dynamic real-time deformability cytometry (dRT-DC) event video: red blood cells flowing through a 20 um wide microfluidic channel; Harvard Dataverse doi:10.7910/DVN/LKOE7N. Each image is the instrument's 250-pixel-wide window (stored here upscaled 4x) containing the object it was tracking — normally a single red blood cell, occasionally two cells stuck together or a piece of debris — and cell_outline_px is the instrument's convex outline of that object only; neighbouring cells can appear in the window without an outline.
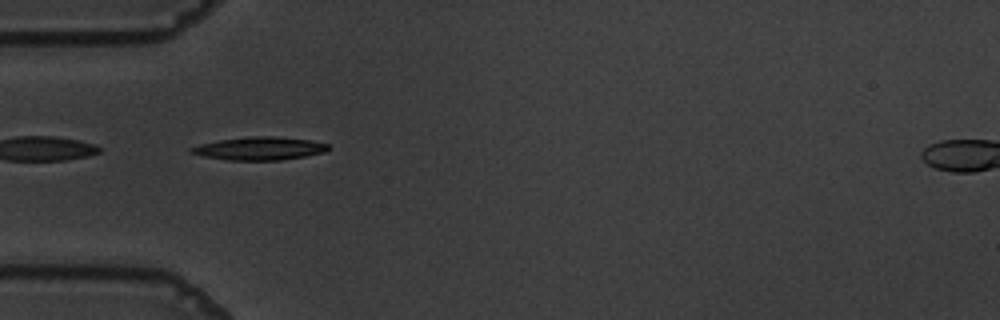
{"species": "common noctule bat (a hibernating species)", "species_latin": "Nyctalus noctula", "temperature_condition": "warm", "stored_images_in_passage": 25, "camera_frame_rate_fps": 3000, "um_per_image_px": 0.085, "animal": {"sex": "male", "body_mass_g": 19.5, "forearm_length_mm": 54.6}, "frame": {"image": 1, "passage_image": 1, "time_ms": 0.0, "image_size_px": [1000, 320], "cell_outline_px": [[332, 148], [324, 152], [304, 156], [280, 160], [228, 160], [204, 156], [188, 152], [188, 148], [200, 144], [220, 140], [248, 136], [276, 136], [308, 140], [328, 144]], "centroid_in_image_um": [22.04, 12.61], "position_along_channel_um": 63.0, "area_um2": 18.38}}
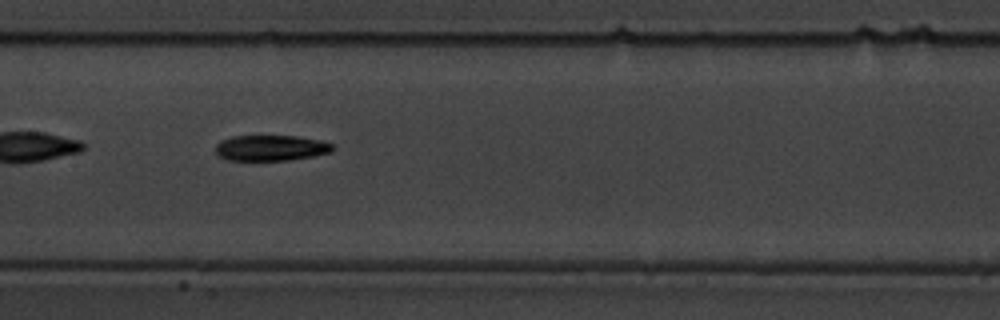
{"frame": {"image": 2, "passage_image": 11, "time_ms": 3.333, "image_size_px": [1000, 320], "cell_outline_px": [[332, 152], [312, 156], [288, 160], [228, 160], [220, 156], [216, 152], [216, 144], [220, 140], [232, 136], [296, 136], [320, 140], [332, 144]], "centroid_in_image_um": [23.0, 12.57], "position_along_channel_um": 184.4, "area_um2": 17.4}}
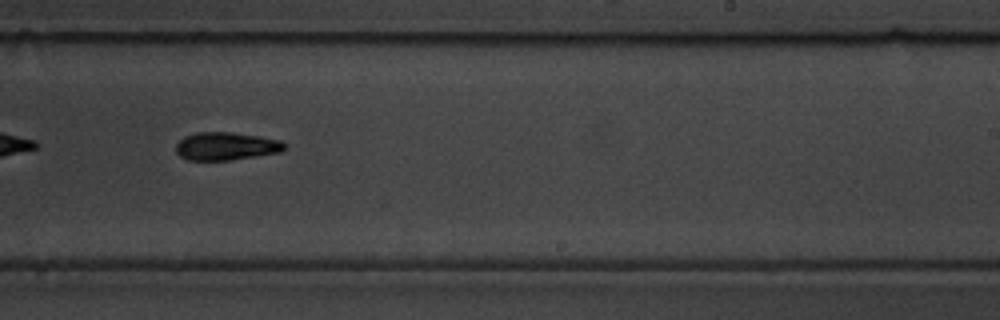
{"frame": {"image": 3, "passage_image": 18, "time_ms": 5.667, "image_size_px": [1000, 320], "cell_outline_px": [[284, 148], [280, 152], [228, 160], [188, 160], [180, 156], [176, 152], [176, 144], [184, 136], [196, 132], [232, 132], [280, 140], [284, 144]], "centroid_in_image_um": [19.15, 12.42], "position_along_channel_um": 269.8, "area_um2": 17.46}}